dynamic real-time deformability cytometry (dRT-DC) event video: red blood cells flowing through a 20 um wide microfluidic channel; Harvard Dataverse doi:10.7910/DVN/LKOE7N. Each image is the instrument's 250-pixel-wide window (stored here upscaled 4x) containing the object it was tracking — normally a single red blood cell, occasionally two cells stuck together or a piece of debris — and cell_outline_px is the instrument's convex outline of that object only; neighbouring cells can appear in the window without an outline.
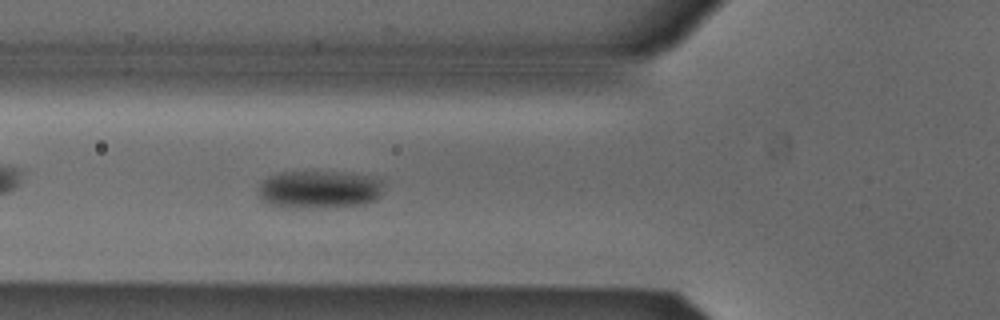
{"species": "Egyptian fruit bat (a non-hibernating species)", "species_latin": "Rousettus aegyptiacus", "temperature_condition": "cold", "stored_images_in_passage": 41, "camera_frame_rate_fps": 3000, "um_per_image_px": 0.085, "animal": {"sex": "male"}, "frame": {"image": 1, "passage_image": 7, "time_ms": 2.0, "image_size_px": [1000, 320], "cell_outline_px": [[384, 184], [380, 196], [376, 200], [364, 204], [328, 208], [284, 208], [264, 204], [260, 200], [256, 192], [260, 184], [268, 176], [280, 172], [340, 172], [368, 176], [380, 180]], "centroid_in_image_um": [27.06, 16.14], "position_along_channel_um": 98.7, "area_um2": 28.32}}
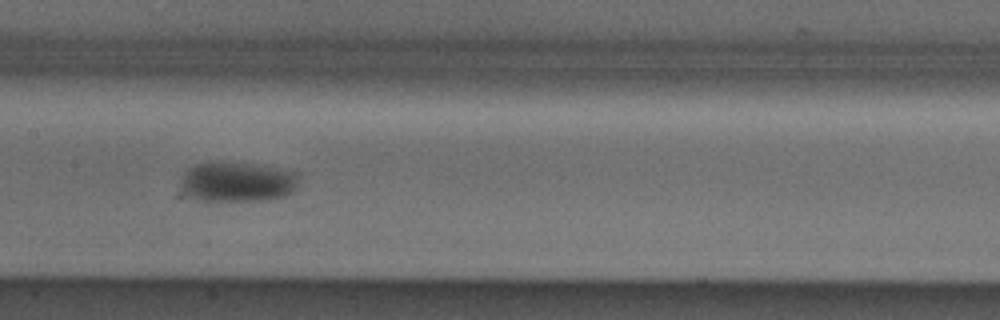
{"frame": {"image": 2, "passage_image": 14, "time_ms": 4.333, "image_size_px": [1000, 320], "cell_outline_px": [[300, 172], [296, 188], [292, 192], [284, 196], [264, 200], [200, 200], [188, 196], [180, 188], [184, 172], [188, 168], [196, 164], [244, 164]], "centroid_in_image_um": [20.19, 15.49], "position_along_channel_um": 187.2, "area_um2": 26.7}}
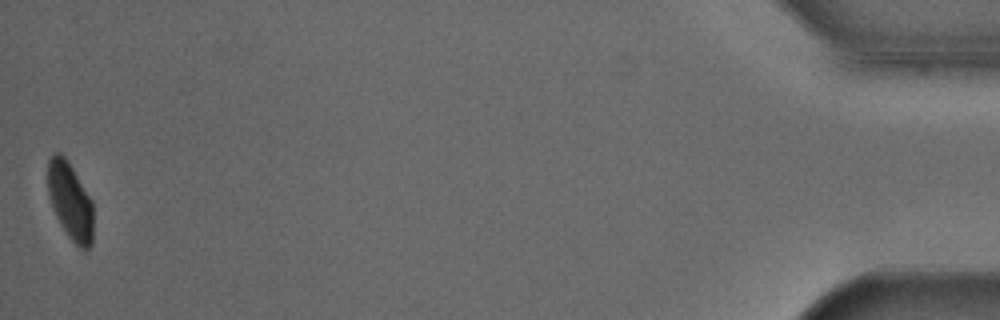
{"frame": {"image": 3, "passage_image": 41, "time_ms": 13.333, "image_size_px": [1000, 320], "cell_outline_px": [[92, 244], [88, 248], [80, 248], [68, 236], [60, 224], [52, 208], [48, 196], [48, 160], [52, 152], [60, 152], [64, 156], [72, 168], [92, 200]], "centroid_in_image_um": [5.94, 17.07], "position_along_channel_um": 429.3, "area_um2": 20.35}, "authors_computed_cell_mechanics": {"area_um2": 25.6632, "velocity_mm_per_s": 3.7934, "shape_relaxation_time_tau1_ms": 3.8603, "shape_relaxation_time_tau2_ms": null, "deformation_change_tau1": 0.0799, "deformation_change_tau2": null}}